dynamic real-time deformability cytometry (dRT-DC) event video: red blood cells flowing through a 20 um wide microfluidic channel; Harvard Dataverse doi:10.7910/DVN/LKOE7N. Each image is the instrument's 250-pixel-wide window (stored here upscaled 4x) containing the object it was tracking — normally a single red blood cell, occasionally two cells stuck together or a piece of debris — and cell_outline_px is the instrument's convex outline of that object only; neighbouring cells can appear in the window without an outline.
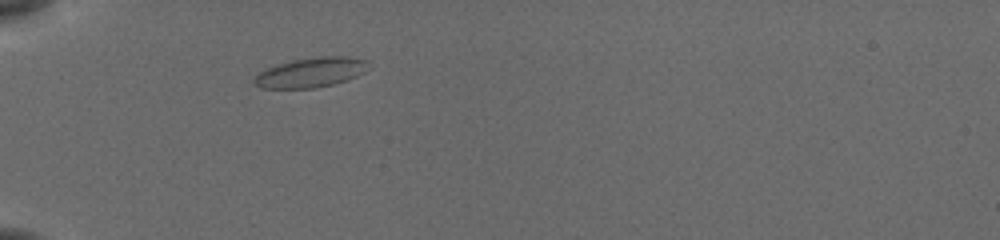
{"species": "common noctule bat (a hibernating species)", "species_latin": "Nyctalus noctula", "temperature_condition": "cold", "stored_images_in_passage": 33, "camera_frame_rate_fps": 3000, "um_per_image_px": 0.085, "animal": {"sex": "female", "body_mass_g": 19.5, "forearm_length_mm": 54.1}, "frame": {"image": 1, "passage_image": 1, "time_ms": 0.0, "image_size_px": [1000, 240], "cell_outline_px": [[368, 60], [364, 72], [356, 76], [332, 84], [312, 88], [260, 88], [252, 80], [260, 72], [276, 64], [292, 60], [324, 56], [348, 56]], "centroid_in_image_um": [26.4, 6.15], "position_along_channel_um": 58.6, "area_um2": 19.48}}
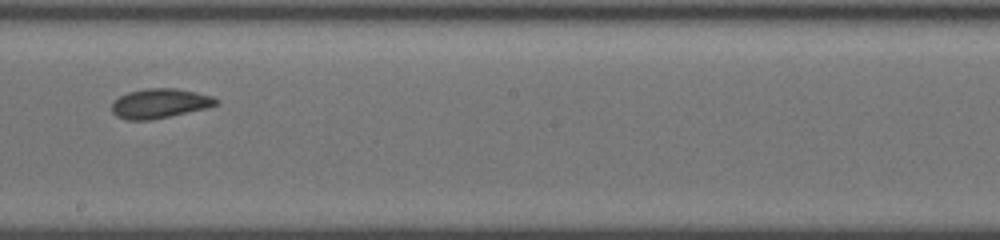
{"frame": {"image": 2, "passage_image": 16, "time_ms": 5.0, "image_size_px": [1000, 240], "cell_outline_px": [[220, 100], [216, 104], [204, 108], [168, 116], [148, 120], [128, 120], [116, 116], [112, 112], [112, 104], [120, 96], [128, 92], [144, 88], [176, 88], [196, 92], [212, 96]], "centroid_in_image_um": [13.55, 8.77], "position_along_channel_um": 234.6, "area_um2": 17.69}}
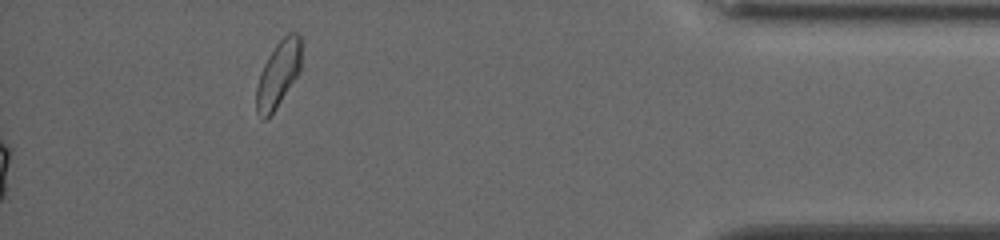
{"frame": {"image": 3, "passage_image": 33, "time_ms": 10.667, "image_size_px": [1000, 240], "cell_outline_px": [[300, 72], [276, 108], [264, 120], [260, 120], [256, 112], [256, 88], [264, 64], [268, 56], [276, 44], [288, 32], [296, 32], [300, 36]], "centroid_in_image_um": [23.64, 6.32], "position_along_channel_um": 411.6, "area_um2": 17.17}}